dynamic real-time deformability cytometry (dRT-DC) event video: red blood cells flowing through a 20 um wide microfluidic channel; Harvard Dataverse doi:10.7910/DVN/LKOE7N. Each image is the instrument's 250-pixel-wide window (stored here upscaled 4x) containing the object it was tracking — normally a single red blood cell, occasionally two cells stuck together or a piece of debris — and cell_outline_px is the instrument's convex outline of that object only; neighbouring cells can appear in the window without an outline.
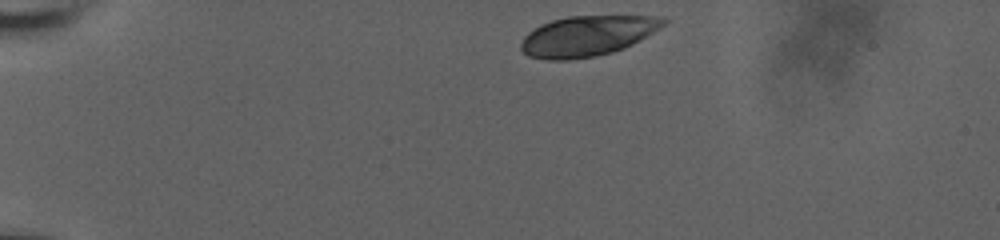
{"species": "human", "species_latin": "Homo sapiens", "temperature_condition": "room temperature", "stored_images_in_passage": 35, "camera_frame_rate_fps": 3000, "um_per_image_px": 0.085, "donor": {"sex": "male"}, "frame": {"image": 1, "passage_image": 1, "time_ms": 0.0, "image_size_px": [1000, 240], "cell_outline_px": [[668, 20], [660, 28], [624, 48], [612, 52], [596, 56], [564, 60], [548, 60], [528, 56], [520, 48], [520, 44], [524, 36], [528, 32], [540, 24], [552, 20], [568, 16], [664, 16]], "centroid_in_image_um": [49.9, 3.05], "position_along_channel_um": 35.1, "area_um2": 33.41}}
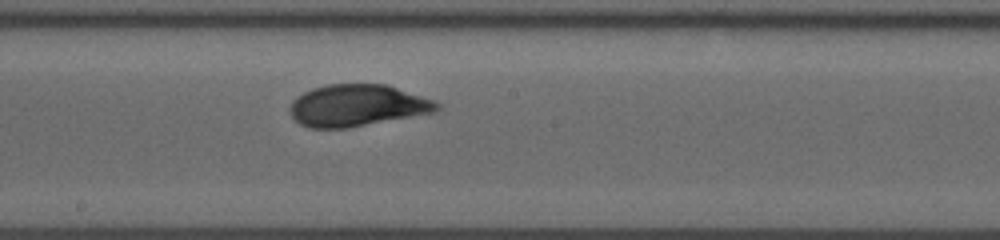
{"frame": {"image": 2, "passage_image": 20, "time_ms": 6.333, "image_size_px": [1000, 240], "cell_outline_px": [[440, 108], [436, 112], [344, 128], [308, 128], [300, 124], [288, 112], [288, 108], [292, 100], [296, 96], [312, 88], [328, 84], [388, 84], [436, 100], [440, 104]], "centroid_in_image_um": [30.36, 8.95], "position_along_channel_um": 217.8, "area_um2": 36.07}}
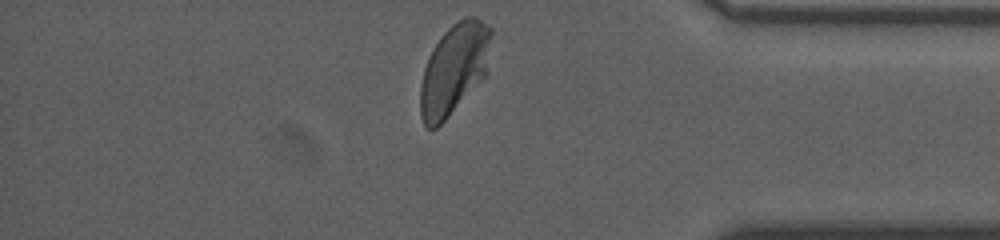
{"frame": {"image": 3, "passage_image": 35, "time_ms": 11.333, "image_size_px": [1000, 240], "cell_outline_px": [[492, 32], [488, 72], [444, 120], [436, 128], [428, 128], [424, 124], [420, 116], [420, 84], [424, 68], [428, 56], [432, 48], [440, 36], [452, 24], [464, 16], [472, 16], [480, 20], [492, 28]], "centroid_in_image_um": [38.59, 5.83], "position_along_channel_um": 396.6, "area_um2": 37.4}, "authors_computed_cell_mechanics": {"area_um2": 36.2406, "velocity_mm_per_s": 3.6947, "shape_relaxation_time_tau1_ms": 4.4555, "shape_relaxation_time_tau2_ms": null, "deformation_change_tau1": 0.1696, "deformation_change_tau2": null}}